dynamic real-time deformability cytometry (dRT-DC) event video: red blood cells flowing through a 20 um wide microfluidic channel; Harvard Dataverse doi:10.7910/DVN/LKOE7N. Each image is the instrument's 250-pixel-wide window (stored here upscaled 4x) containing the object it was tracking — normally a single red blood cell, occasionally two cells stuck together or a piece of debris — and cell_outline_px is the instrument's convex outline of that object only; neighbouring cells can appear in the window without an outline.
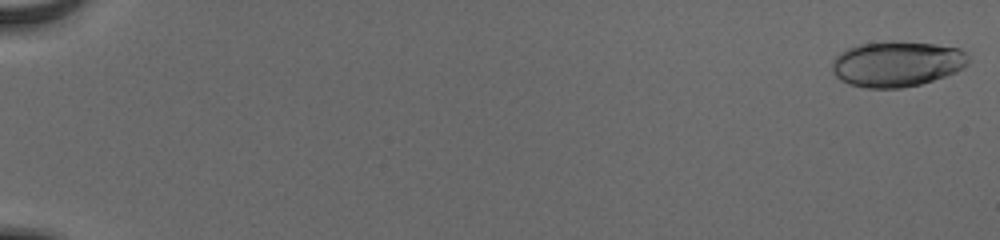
{"species": "human", "species_latin": "Homo sapiens", "temperature_condition": "cold", "stored_images_in_passage": 55, "camera_frame_rate_fps": 3000, "um_per_image_px": 0.085, "donor": {"sex": "male"}, "frame": {"image": 1, "passage_image": 1, "time_ms": 0.0, "image_size_px": [1000, 240], "cell_outline_px": [[968, 64], [964, 68], [956, 72], [920, 84], [900, 88], [864, 88], [848, 84], [840, 80], [832, 72], [832, 60], [840, 52], [848, 48], [860, 44], [892, 40], [936, 44], [960, 48], [968, 56]], "centroid_in_image_um": [76.22, 5.42], "position_along_channel_um": 8.8, "area_um2": 36.47}}
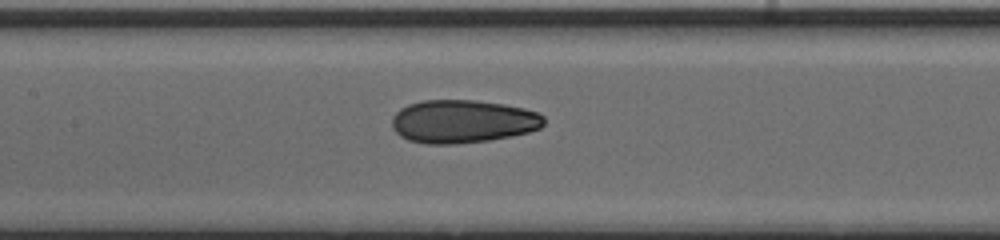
{"frame": {"image": 2, "passage_image": 29, "time_ms": 9.333, "image_size_px": [1000, 240], "cell_outline_px": [[544, 124], [540, 128], [528, 132], [512, 136], [492, 140], [456, 144], [424, 144], [408, 140], [400, 136], [392, 128], [392, 116], [400, 108], [408, 104], [424, 100], [472, 100], [504, 104], [524, 108], [536, 112], [544, 116]], "centroid_in_image_um": [39.31, 10.33], "position_along_channel_um": 168.1, "area_um2": 38.49}}
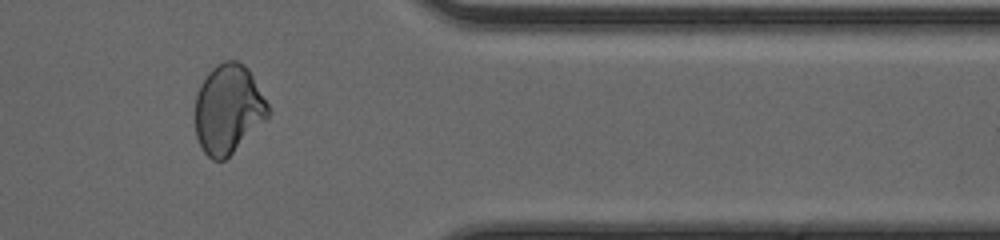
{"frame": {"image": 3, "passage_image": 47, "time_ms": 15.333, "image_size_px": [1000, 240], "cell_outline_px": [[268, 116], [224, 160], [212, 160], [204, 152], [196, 136], [196, 96], [200, 84], [208, 72], [212, 68], [224, 60], [236, 60], [244, 64], [248, 68], [268, 104]], "centroid_in_image_um": [19.37, 9.24], "position_along_channel_um": 392.0, "area_um2": 37.28}, "authors_computed_cell_mechanics": {"area_um2": 37.281, "velocity_mm_per_s": 3.9216, "shape_relaxation_time_tau1_ms": 5.0303, "shape_relaxation_time_tau2_ms": 1.6929, "deformation_change_tau1": 0.167, "deformation_change_tau2": 0.0699}}